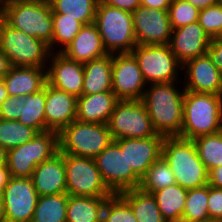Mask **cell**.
Returning a JSON list of instances; mask_svg holds the SVG:
<instances>
[{"label": "cell", "instance_id": "cell-1", "mask_svg": "<svg viewBox=\"0 0 222 222\" xmlns=\"http://www.w3.org/2000/svg\"><path fill=\"white\" fill-rule=\"evenodd\" d=\"M176 83L178 82L149 84L141 99L151 118L153 128L157 134L164 137L180 136L183 125L185 89L179 86L177 88Z\"/></svg>", "mask_w": 222, "mask_h": 222}, {"label": "cell", "instance_id": "cell-2", "mask_svg": "<svg viewBox=\"0 0 222 222\" xmlns=\"http://www.w3.org/2000/svg\"><path fill=\"white\" fill-rule=\"evenodd\" d=\"M222 95L186 91L183 99V125L180 136L194 140L221 131Z\"/></svg>", "mask_w": 222, "mask_h": 222}, {"label": "cell", "instance_id": "cell-3", "mask_svg": "<svg viewBox=\"0 0 222 222\" xmlns=\"http://www.w3.org/2000/svg\"><path fill=\"white\" fill-rule=\"evenodd\" d=\"M0 17L11 27L50 44L53 13L48 0H9L2 3Z\"/></svg>", "mask_w": 222, "mask_h": 222}, {"label": "cell", "instance_id": "cell-4", "mask_svg": "<svg viewBox=\"0 0 222 222\" xmlns=\"http://www.w3.org/2000/svg\"><path fill=\"white\" fill-rule=\"evenodd\" d=\"M162 157L173 171L176 184L194 189L208 184V170L201 161L193 140L179 136L165 137Z\"/></svg>", "mask_w": 222, "mask_h": 222}, {"label": "cell", "instance_id": "cell-5", "mask_svg": "<svg viewBox=\"0 0 222 222\" xmlns=\"http://www.w3.org/2000/svg\"><path fill=\"white\" fill-rule=\"evenodd\" d=\"M94 24L108 54L130 53L137 45L132 12L109 6L100 0Z\"/></svg>", "mask_w": 222, "mask_h": 222}, {"label": "cell", "instance_id": "cell-6", "mask_svg": "<svg viewBox=\"0 0 222 222\" xmlns=\"http://www.w3.org/2000/svg\"><path fill=\"white\" fill-rule=\"evenodd\" d=\"M0 50L11 66L47 68L51 54L48 44L8 25L0 17Z\"/></svg>", "mask_w": 222, "mask_h": 222}, {"label": "cell", "instance_id": "cell-7", "mask_svg": "<svg viewBox=\"0 0 222 222\" xmlns=\"http://www.w3.org/2000/svg\"><path fill=\"white\" fill-rule=\"evenodd\" d=\"M112 141L108 124L75 120L59 132V151L68 155L95 158Z\"/></svg>", "mask_w": 222, "mask_h": 222}, {"label": "cell", "instance_id": "cell-8", "mask_svg": "<svg viewBox=\"0 0 222 222\" xmlns=\"http://www.w3.org/2000/svg\"><path fill=\"white\" fill-rule=\"evenodd\" d=\"M59 152V132H38L31 140L7 150V167L11 177H31L35 167Z\"/></svg>", "mask_w": 222, "mask_h": 222}, {"label": "cell", "instance_id": "cell-9", "mask_svg": "<svg viewBox=\"0 0 222 222\" xmlns=\"http://www.w3.org/2000/svg\"><path fill=\"white\" fill-rule=\"evenodd\" d=\"M130 53L136 59L147 85L178 81V70L182 71V64L169 44H137Z\"/></svg>", "mask_w": 222, "mask_h": 222}, {"label": "cell", "instance_id": "cell-10", "mask_svg": "<svg viewBox=\"0 0 222 222\" xmlns=\"http://www.w3.org/2000/svg\"><path fill=\"white\" fill-rule=\"evenodd\" d=\"M64 164L68 195L110 197L114 194L106 186L94 158L64 154Z\"/></svg>", "mask_w": 222, "mask_h": 222}, {"label": "cell", "instance_id": "cell-11", "mask_svg": "<svg viewBox=\"0 0 222 222\" xmlns=\"http://www.w3.org/2000/svg\"><path fill=\"white\" fill-rule=\"evenodd\" d=\"M108 127L113 140L157 135L141 100H119L111 114Z\"/></svg>", "mask_w": 222, "mask_h": 222}, {"label": "cell", "instance_id": "cell-12", "mask_svg": "<svg viewBox=\"0 0 222 222\" xmlns=\"http://www.w3.org/2000/svg\"><path fill=\"white\" fill-rule=\"evenodd\" d=\"M106 186L119 194L128 189L139 188L141 178L128 166L125 153L112 141L97 157L94 158Z\"/></svg>", "mask_w": 222, "mask_h": 222}, {"label": "cell", "instance_id": "cell-13", "mask_svg": "<svg viewBox=\"0 0 222 222\" xmlns=\"http://www.w3.org/2000/svg\"><path fill=\"white\" fill-rule=\"evenodd\" d=\"M1 194L5 222H31L39 195L30 177H10Z\"/></svg>", "mask_w": 222, "mask_h": 222}, {"label": "cell", "instance_id": "cell-14", "mask_svg": "<svg viewBox=\"0 0 222 222\" xmlns=\"http://www.w3.org/2000/svg\"><path fill=\"white\" fill-rule=\"evenodd\" d=\"M146 86L148 85L131 53L113 54L112 92L119 100H141Z\"/></svg>", "mask_w": 222, "mask_h": 222}, {"label": "cell", "instance_id": "cell-15", "mask_svg": "<svg viewBox=\"0 0 222 222\" xmlns=\"http://www.w3.org/2000/svg\"><path fill=\"white\" fill-rule=\"evenodd\" d=\"M132 17L138 45L169 44L173 29L168 10L140 5L132 12Z\"/></svg>", "mask_w": 222, "mask_h": 222}, {"label": "cell", "instance_id": "cell-16", "mask_svg": "<svg viewBox=\"0 0 222 222\" xmlns=\"http://www.w3.org/2000/svg\"><path fill=\"white\" fill-rule=\"evenodd\" d=\"M182 70L186 80L181 83L186 91L222 95V74L209 52L186 61Z\"/></svg>", "mask_w": 222, "mask_h": 222}, {"label": "cell", "instance_id": "cell-17", "mask_svg": "<svg viewBox=\"0 0 222 222\" xmlns=\"http://www.w3.org/2000/svg\"><path fill=\"white\" fill-rule=\"evenodd\" d=\"M164 138L157 134L148 138H122L113 141L125 153L128 166L142 178L148 168L162 156Z\"/></svg>", "mask_w": 222, "mask_h": 222}, {"label": "cell", "instance_id": "cell-18", "mask_svg": "<svg viewBox=\"0 0 222 222\" xmlns=\"http://www.w3.org/2000/svg\"><path fill=\"white\" fill-rule=\"evenodd\" d=\"M48 64L46 71L49 85L76 97L82 95L83 63L70 60L63 53L55 52L50 54Z\"/></svg>", "mask_w": 222, "mask_h": 222}, {"label": "cell", "instance_id": "cell-19", "mask_svg": "<svg viewBox=\"0 0 222 222\" xmlns=\"http://www.w3.org/2000/svg\"><path fill=\"white\" fill-rule=\"evenodd\" d=\"M211 38L198 23L173 29L169 46L176 59L183 65L186 61L209 52Z\"/></svg>", "mask_w": 222, "mask_h": 222}, {"label": "cell", "instance_id": "cell-20", "mask_svg": "<svg viewBox=\"0 0 222 222\" xmlns=\"http://www.w3.org/2000/svg\"><path fill=\"white\" fill-rule=\"evenodd\" d=\"M77 97L46 83L45 123L50 130L60 132L76 120Z\"/></svg>", "mask_w": 222, "mask_h": 222}, {"label": "cell", "instance_id": "cell-21", "mask_svg": "<svg viewBox=\"0 0 222 222\" xmlns=\"http://www.w3.org/2000/svg\"><path fill=\"white\" fill-rule=\"evenodd\" d=\"M30 178L39 196L67 193L64 154L59 151L37 165Z\"/></svg>", "mask_w": 222, "mask_h": 222}, {"label": "cell", "instance_id": "cell-22", "mask_svg": "<svg viewBox=\"0 0 222 222\" xmlns=\"http://www.w3.org/2000/svg\"><path fill=\"white\" fill-rule=\"evenodd\" d=\"M61 53L70 60L83 64L108 54L94 23L84 25Z\"/></svg>", "mask_w": 222, "mask_h": 222}, {"label": "cell", "instance_id": "cell-23", "mask_svg": "<svg viewBox=\"0 0 222 222\" xmlns=\"http://www.w3.org/2000/svg\"><path fill=\"white\" fill-rule=\"evenodd\" d=\"M119 99L113 92H101L77 97L76 120L108 124Z\"/></svg>", "mask_w": 222, "mask_h": 222}, {"label": "cell", "instance_id": "cell-24", "mask_svg": "<svg viewBox=\"0 0 222 222\" xmlns=\"http://www.w3.org/2000/svg\"><path fill=\"white\" fill-rule=\"evenodd\" d=\"M2 80L9 96H27L44 88L47 71L46 68L11 66Z\"/></svg>", "mask_w": 222, "mask_h": 222}, {"label": "cell", "instance_id": "cell-25", "mask_svg": "<svg viewBox=\"0 0 222 222\" xmlns=\"http://www.w3.org/2000/svg\"><path fill=\"white\" fill-rule=\"evenodd\" d=\"M112 64L113 54L84 63L82 94L112 92Z\"/></svg>", "mask_w": 222, "mask_h": 222}, {"label": "cell", "instance_id": "cell-26", "mask_svg": "<svg viewBox=\"0 0 222 222\" xmlns=\"http://www.w3.org/2000/svg\"><path fill=\"white\" fill-rule=\"evenodd\" d=\"M108 197H84L69 195L66 222H102Z\"/></svg>", "mask_w": 222, "mask_h": 222}, {"label": "cell", "instance_id": "cell-27", "mask_svg": "<svg viewBox=\"0 0 222 222\" xmlns=\"http://www.w3.org/2000/svg\"><path fill=\"white\" fill-rule=\"evenodd\" d=\"M188 190L180 185H170L162 190L152 192L158 208L166 222L181 219L186 205Z\"/></svg>", "mask_w": 222, "mask_h": 222}, {"label": "cell", "instance_id": "cell-28", "mask_svg": "<svg viewBox=\"0 0 222 222\" xmlns=\"http://www.w3.org/2000/svg\"><path fill=\"white\" fill-rule=\"evenodd\" d=\"M119 194L129 203L138 222H166L151 193H146L140 188H134Z\"/></svg>", "mask_w": 222, "mask_h": 222}, {"label": "cell", "instance_id": "cell-29", "mask_svg": "<svg viewBox=\"0 0 222 222\" xmlns=\"http://www.w3.org/2000/svg\"><path fill=\"white\" fill-rule=\"evenodd\" d=\"M67 193L39 196L31 222H66Z\"/></svg>", "mask_w": 222, "mask_h": 222}, {"label": "cell", "instance_id": "cell-30", "mask_svg": "<svg viewBox=\"0 0 222 222\" xmlns=\"http://www.w3.org/2000/svg\"><path fill=\"white\" fill-rule=\"evenodd\" d=\"M53 14L75 18L83 25L94 23L100 0H48Z\"/></svg>", "mask_w": 222, "mask_h": 222}, {"label": "cell", "instance_id": "cell-31", "mask_svg": "<svg viewBox=\"0 0 222 222\" xmlns=\"http://www.w3.org/2000/svg\"><path fill=\"white\" fill-rule=\"evenodd\" d=\"M46 85L40 91L27 95L19 119L21 124L30 126L38 132L50 130L45 123Z\"/></svg>", "mask_w": 222, "mask_h": 222}, {"label": "cell", "instance_id": "cell-32", "mask_svg": "<svg viewBox=\"0 0 222 222\" xmlns=\"http://www.w3.org/2000/svg\"><path fill=\"white\" fill-rule=\"evenodd\" d=\"M84 25L75 18L66 17L64 14H53V37L48 45L51 53H55V47H60L57 52H62L79 33Z\"/></svg>", "mask_w": 222, "mask_h": 222}, {"label": "cell", "instance_id": "cell-33", "mask_svg": "<svg viewBox=\"0 0 222 222\" xmlns=\"http://www.w3.org/2000/svg\"><path fill=\"white\" fill-rule=\"evenodd\" d=\"M175 184L173 171L161 156L148 168L146 174L141 178L139 188L146 193H152Z\"/></svg>", "mask_w": 222, "mask_h": 222}, {"label": "cell", "instance_id": "cell-34", "mask_svg": "<svg viewBox=\"0 0 222 222\" xmlns=\"http://www.w3.org/2000/svg\"><path fill=\"white\" fill-rule=\"evenodd\" d=\"M37 133L36 129L23 125L18 120L0 118V146L6 150L31 141Z\"/></svg>", "mask_w": 222, "mask_h": 222}, {"label": "cell", "instance_id": "cell-35", "mask_svg": "<svg viewBox=\"0 0 222 222\" xmlns=\"http://www.w3.org/2000/svg\"><path fill=\"white\" fill-rule=\"evenodd\" d=\"M209 184L189 189L182 218L192 222H211L208 212Z\"/></svg>", "mask_w": 222, "mask_h": 222}, {"label": "cell", "instance_id": "cell-36", "mask_svg": "<svg viewBox=\"0 0 222 222\" xmlns=\"http://www.w3.org/2000/svg\"><path fill=\"white\" fill-rule=\"evenodd\" d=\"M199 157L208 172L211 169L222 166V133L221 131L211 135H203L195 138Z\"/></svg>", "mask_w": 222, "mask_h": 222}, {"label": "cell", "instance_id": "cell-37", "mask_svg": "<svg viewBox=\"0 0 222 222\" xmlns=\"http://www.w3.org/2000/svg\"><path fill=\"white\" fill-rule=\"evenodd\" d=\"M102 222L138 221L129 203L120 194H113L106 200Z\"/></svg>", "mask_w": 222, "mask_h": 222}, {"label": "cell", "instance_id": "cell-38", "mask_svg": "<svg viewBox=\"0 0 222 222\" xmlns=\"http://www.w3.org/2000/svg\"><path fill=\"white\" fill-rule=\"evenodd\" d=\"M199 13V9L185 0H172L168 9L172 29L198 22Z\"/></svg>", "mask_w": 222, "mask_h": 222}, {"label": "cell", "instance_id": "cell-39", "mask_svg": "<svg viewBox=\"0 0 222 222\" xmlns=\"http://www.w3.org/2000/svg\"><path fill=\"white\" fill-rule=\"evenodd\" d=\"M198 23L211 39L219 37L222 33V4L200 10Z\"/></svg>", "mask_w": 222, "mask_h": 222}, {"label": "cell", "instance_id": "cell-40", "mask_svg": "<svg viewBox=\"0 0 222 222\" xmlns=\"http://www.w3.org/2000/svg\"><path fill=\"white\" fill-rule=\"evenodd\" d=\"M27 102V96H8L0 105V118L17 120L20 117L22 106Z\"/></svg>", "mask_w": 222, "mask_h": 222}, {"label": "cell", "instance_id": "cell-41", "mask_svg": "<svg viewBox=\"0 0 222 222\" xmlns=\"http://www.w3.org/2000/svg\"><path fill=\"white\" fill-rule=\"evenodd\" d=\"M208 212L211 222H222V188L209 185Z\"/></svg>", "mask_w": 222, "mask_h": 222}, {"label": "cell", "instance_id": "cell-42", "mask_svg": "<svg viewBox=\"0 0 222 222\" xmlns=\"http://www.w3.org/2000/svg\"><path fill=\"white\" fill-rule=\"evenodd\" d=\"M209 53L212 55L216 66L222 74V39L220 37L211 39Z\"/></svg>", "mask_w": 222, "mask_h": 222}, {"label": "cell", "instance_id": "cell-43", "mask_svg": "<svg viewBox=\"0 0 222 222\" xmlns=\"http://www.w3.org/2000/svg\"><path fill=\"white\" fill-rule=\"evenodd\" d=\"M104 4L122 9L129 12H134L140 5V0H101Z\"/></svg>", "mask_w": 222, "mask_h": 222}, {"label": "cell", "instance_id": "cell-44", "mask_svg": "<svg viewBox=\"0 0 222 222\" xmlns=\"http://www.w3.org/2000/svg\"><path fill=\"white\" fill-rule=\"evenodd\" d=\"M208 184L211 187L222 188V166L209 171Z\"/></svg>", "mask_w": 222, "mask_h": 222}, {"label": "cell", "instance_id": "cell-45", "mask_svg": "<svg viewBox=\"0 0 222 222\" xmlns=\"http://www.w3.org/2000/svg\"><path fill=\"white\" fill-rule=\"evenodd\" d=\"M141 6L147 8H155L160 10H168L172 0H140Z\"/></svg>", "mask_w": 222, "mask_h": 222}, {"label": "cell", "instance_id": "cell-46", "mask_svg": "<svg viewBox=\"0 0 222 222\" xmlns=\"http://www.w3.org/2000/svg\"><path fill=\"white\" fill-rule=\"evenodd\" d=\"M10 177L7 165H0V193H2L3 189L8 184Z\"/></svg>", "mask_w": 222, "mask_h": 222}, {"label": "cell", "instance_id": "cell-47", "mask_svg": "<svg viewBox=\"0 0 222 222\" xmlns=\"http://www.w3.org/2000/svg\"><path fill=\"white\" fill-rule=\"evenodd\" d=\"M11 64L8 57L0 50V79H2L9 71Z\"/></svg>", "mask_w": 222, "mask_h": 222}, {"label": "cell", "instance_id": "cell-48", "mask_svg": "<svg viewBox=\"0 0 222 222\" xmlns=\"http://www.w3.org/2000/svg\"><path fill=\"white\" fill-rule=\"evenodd\" d=\"M191 3L195 8L202 10L206 9L209 6L219 3V0H185Z\"/></svg>", "mask_w": 222, "mask_h": 222}, {"label": "cell", "instance_id": "cell-49", "mask_svg": "<svg viewBox=\"0 0 222 222\" xmlns=\"http://www.w3.org/2000/svg\"><path fill=\"white\" fill-rule=\"evenodd\" d=\"M8 92L6 90V86L2 79H0V105L1 103L8 97Z\"/></svg>", "mask_w": 222, "mask_h": 222}, {"label": "cell", "instance_id": "cell-50", "mask_svg": "<svg viewBox=\"0 0 222 222\" xmlns=\"http://www.w3.org/2000/svg\"><path fill=\"white\" fill-rule=\"evenodd\" d=\"M0 165H7V150L0 146Z\"/></svg>", "mask_w": 222, "mask_h": 222}, {"label": "cell", "instance_id": "cell-51", "mask_svg": "<svg viewBox=\"0 0 222 222\" xmlns=\"http://www.w3.org/2000/svg\"><path fill=\"white\" fill-rule=\"evenodd\" d=\"M0 222H5L4 201L0 193Z\"/></svg>", "mask_w": 222, "mask_h": 222}, {"label": "cell", "instance_id": "cell-52", "mask_svg": "<svg viewBox=\"0 0 222 222\" xmlns=\"http://www.w3.org/2000/svg\"><path fill=\"white\" fill-rule=\"evenodd\" d=\"M171 222H192V221H187V220L181 218V219H178L176 221H171Z\"/></svg>", "mask_w": 222, "mask_h": 222}, {"label": "cell", "instance_id": "cell-53", "mask_svg": "<svg viewBox=\"0 0 222 222\" xmlns=\"http://www.w3.org/2000/svg\"><path fill=\"white\" fill-rule=\"evenodd\" d=\"M7 1H9V0H1L2 3L7 2Z\"/></svg>", "mask_w": 222, "mask_h": 222}]
</instances>
